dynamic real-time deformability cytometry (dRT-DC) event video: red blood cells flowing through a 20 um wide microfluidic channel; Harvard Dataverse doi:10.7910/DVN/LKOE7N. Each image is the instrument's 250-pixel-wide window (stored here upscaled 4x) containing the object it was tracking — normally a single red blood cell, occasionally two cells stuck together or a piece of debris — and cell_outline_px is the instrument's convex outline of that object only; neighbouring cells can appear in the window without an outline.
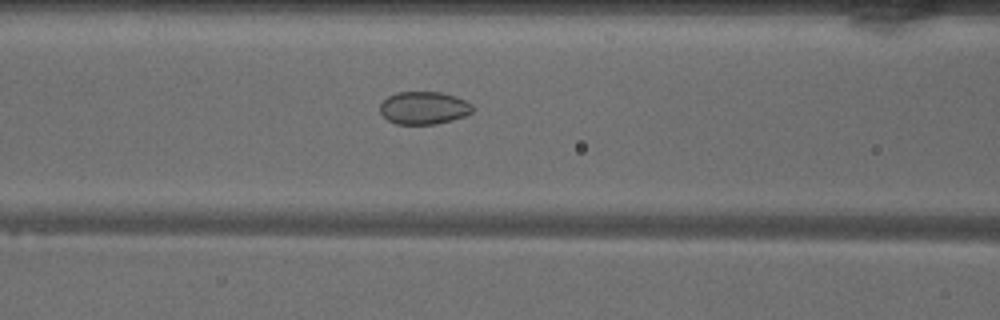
{"species": "common noctule bat (a hibernating species)", "species_latin": "Nyctalus noctula", "temperature_condition": "warm", "stored_images_in_passage": 48, "camera_frame_rate_fps": 3000, "um_per_image_px": 0.085, "animal": {"sex": "male", "body_mass_g": 18.8}, "frame": {"image": 1, "passage_image": 19, "time_ms": 6.0, "image_size_px": [1000, 320], "cell_outline_px": [[472, 112], [464, 116], [436, 124], [396, 124], [388, 120], [380, 112], [380, 104], [388, 96], [396, 92], [440, 92], [456, 96], [472, 104]], "centroid_in_image_um": [36.01, 9.17], "position_along_channel_um": 130.6, "area_um2": 17.57}}
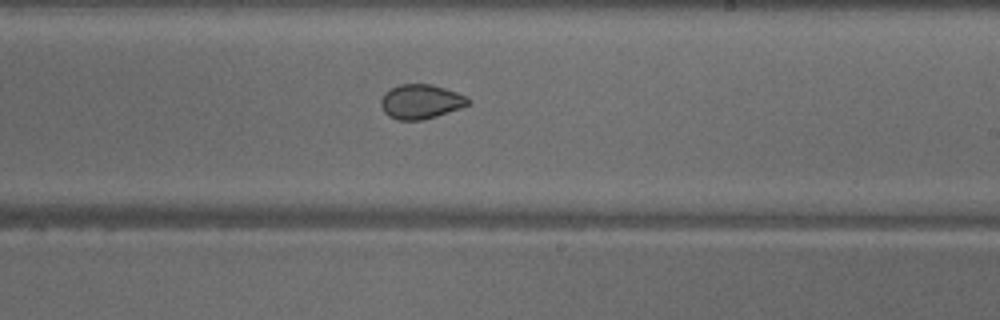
{"frame": {"image": 2, "passage_image": 28, "time_ms": 9.0, "image_size_px": [1000, 320], "cell_outline_px": [[468, 104], [436, 116], [424, 120], [400, 120], [388, 116], [384, 112], [380, 104], [380, 100], [384, 92], [400, 84], [432, 84], [456, 92], [464, 96], [468, 100]], "centroid_in_image_um": [35.69, 8.63], "position_along_channel_um": 253.3, "area_um2": 17.22}}
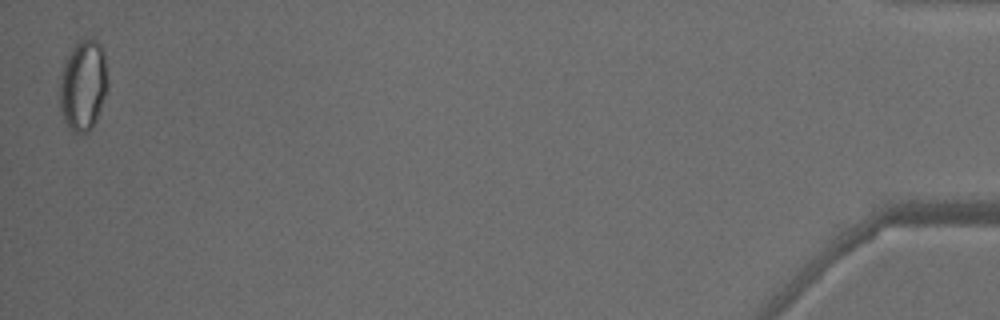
{"frame": {"image": 3, "passage_image": 48, "time_ms": 15.667, "image_size_px": [1000, 320], "cell_outline_px": [[108, 84], [96, 120], [92, 128], [88, 132], [72, 132], [68, 128], [64, 120], [60, 108], [60, 72], [72, 48], [80, 40], [92, 36], [104, 48], [108, 80]], "centroid_in_image_um": [7.08, 7.22], "position_along_channel_um": 428.1, "area_um2": 25.55}, "authors_computed_cell_mechanics": {"area_um2": 20.2878, "velocity_mm_per_s": 4.0964, "shape_relaxation_time_tau1_ms": null, "shape_relaxation_time_tau2_ms": 1.3697, "deformation_change_tau1": null, "deformation_change_tau2": 0.0468}}